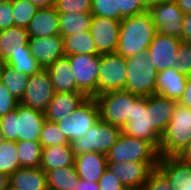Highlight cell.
Masks as SVG:
<instances>
[{
  "instance_id": "cell-1",
  "label": "cell",
  "mask_w": 191,
  "mask_h": 190,
  "mask_svg": "<svg viewBox=\"0 0 191 190\" xmlns=\"http://www.w3.org/2000/svg\"><path fill=\"white\" fill-rule=\"evenodd\" d=\"M156 33V27L147 11L126 17L120 24L115 53L124 58H130L147 51Z\"/></svg>"
},
{
  "instance_id": "cell-2",
  "label": "cell",
  "mask_w": 191,
  "mask_h": 190,
  "mask_svg": "<svg viewBox=\"0 0 191 190\" xmlns=\"http://www.w3.org/2000/svg\"><path fill=\"white\" fill-rule=\"evenodd\" d=\"M44 113L18 104L17 108L0 118V130L5 140L39 141Z\"/></svg>"
},
{
  "instance_id": "cell-3",
  "label": "cell",
  "mask_w": 191,
  "mask_h": 190,
  "mask_svg": "<svg viewBox=\"0 0 191 190\" xmlns=\"http://www.w3.org/2000/svg\"><path fill=\"white\" fill-rule=\"evenodd\" d=\"M127 79L124 90L139 97L156 93L157 70L147 51L126 58Z\"/></svg>"
},
{
  "instance_id": "cell-4",
  "label": "cell",
  "mask_w": 191,
  "mask_h": 190,
  "mask_svg": "<svg viewBox=\"0 0 191 190\" xmlns=\"http://www.w3.org/2000/svg\"><path fill=\"white\" fill-rule=\"evenodd\" d=\"M191 141V109L176 105L159 144V156H177Z\"/></svg>"
},
{
  "instance_id": "cell-5",
  "label": "cell",
  "mask_w": 191,
  "mask_h": 190,
  "mask_svg": "<svg viewBox=\"0 0 191 190\" xmlns=\"http://www.w3.org/2000/svg\"><path fill=\"white\" fill-rule=\"evenodd\" d=\"M158 150L147 140L130 137L123 132L106 153L107 162H158Z\"/></svg>"
},
{
  "instance_id": "cell-6",
  "label": "cell",
  "mask_w": 191,
  "mask_h": 190,
  "mask_svg": "<svg viewBox=\"0 0 191 190\" xmlns=\"http://www.w3.org/2000/svg\"><path fill=\"white\" fill-rule=\"evenodd\" d=\"M102 121L123 128L131 120L134 95L125 90H113L96 97Z\"/></svg>"
},
{
  "instance_id": "cell-7",
  "label": "cell",
  "mask_w": 191,
  "mask_h": 190,
  "mask_svg": "<svg viewBox=\"0 0 191 190\" xmlns=\"http://www.w3.org/2000/svg\"><path fill=\"white\" fill-rule=\"evenodd\" d=\"M121 132V128L100 119L95 126L88 129L84 136L72 140L70 146L75 156L88 152L106 154L115 144Z\"/></svg>"
},
{
  "instance_id": "cell-8",
  "label": "cell",
  "mask_w": 191,
  "mask_h": 190,
  "mask_svg": "<svg viewBox=\"0 0 191 190\" xmlns=\"http://www.w3.org/2000/svg\"><path fill=\"white\" fill-rule=\"evenodd\" d=\"M100 109L96 98H86L72 114L56 122L69 142L86 134L100 120Z\"/></svg>"
},
{
  "instance_id": "cell-9",
  "label": "cell",
  "mask_w": 191,
  "mask_h": 190,
  "mask_svg": "<svg viewBox=\"0 0 191 190\" xmlns=\"http://www.w3.org/2000/svg\"><path fill=\"white\" fill-rule=\"evenodd\" d=\"M78 90L87 98H96L101 55L79 54L66 56Z\"/></svg>"
},
{
  "instance_id": "cell-10",
  "label": "cell",
  "mask_w": 191,
  "mask_h": 190,
  "mask_svg": "<svg viewBox=\"0 0 191 190\" xmlns=\"http://www.w3.org/2000/svg\"><path fill=\"white\" fill-rule=\"evenodd\" d=\"M122 132L130 137L147 140L159 151L161 138L151 129L149 97L134 95L131 120L125 124Z\"/></svg>"
},
{
  "instance_id": "cell-11",
  "label": "cell",
  "mask_w": 191,
  "mask_h": 190,
  "mask_svg": "<svg viewBox=\"0 0 191 190\" xmlns=\"http://www.w3.org/2000/svg\"><path fill=\"white\" fill-rule=\"evenodd\" d=\"M147 12L150 14L158 33L182 39L185 13L175 0H165L153 4L147 9Z\"/></svg>"
},
{
  "instance_id": "cell-12",
  "label": "cell",
  "mask_w": 191,
  "mask_h": 190,
  "mask_svg": "<svg viewBox=\"0 0 191 190\" xmlns=\"http://www.w3.org/2000/svg\"><path fill=\"white\" fill-rule=\"evenodd\" d=\"M126 79V58L117 53L102 54L99 64L97 96L113 90H124Z\"/></svg>"
},
{
  "instance_id": "cell-13",
  "label": "cell",
  "mask_w": 191,
  "mask_h": 190,
  "mask_svg": "<svg viewBox=\"0 0 191 190\" xmlns=\"http://www.w3.org/2000/svg\"><path fill=\"white\" fill-rule=\"evenodd\" d=\"M55 93L49 74L46 69L42 68L39 72L29 76L26 91L19 103L44 113Z\"/></svg>"
},
{
  "instance_id": "cell-14",
  "label": "cell",
  "mask_w": 191,
  "mask_h": 190,
  "mask_svg": "<svg viewBox=\"0 0 191 190\" xmlns=\"http://www.w3.org/2000/svg\"><path fill=\"white\" fill-rule=\"evenodd\" d=\"M157 165L158 162H107V169L122 182L126 189H139L143 188Z\"/></svg>"
},
{
  "instance_id": "cell-15",
  "label": "cell",
  "mask_w": 191,
  "mask_h": 190,
  "mask_svg": "<svg viewBox=\"0 0 191 190\" xmlns=\"http://www.w3.org/2000/svg\"><path fill=\"white\" fill-rule=\"evenodd\" d=\"M121 21L92 16L89 31L99 55L115 53L120 33Z\"/></svg>"
},
{
  "instance_id": "cell-16",
  "label": "cell",
  "mask_w": 191,
  "mask_h": 190,
  "mask_svg": "<svg viewBox=\"0 0 191 190\" xmlns=\"http://www.w3.org/2000/svg\"><path fill=\"white\" fill-rule=\"evenodd\" d=\"M181 41L180 38L166 34H155L147 52L157 72L167 70L178 63L176 53Z\"/></svg>"
},
{
  "instance_id": "cell-17",
  "label": "cell",
  "mask_w": 191,
  "mask_h": 190,
  "mask_svg": "<svg viewBox=\"0 0 191 190\" xmlns=\"http://www.w3.org/2000/svg\"><path fill=\"white\" fill-rule=\"evenodd\" d=\"M28 46L43 69L65 56L63 37L60 35L29 38Z\"/></svg>"
},
{
  "instance_id": "cell-18",
  "label": "cell",
  "mask_w": 191,
  "mask_h": 190,
  "mask_svg": "<svg viewBox=\"0 0 191 190\" xmlns=\"http://www.w3.org/2000/svg\"><path fill=\"white\" fill-rule=\"evenodd\" d=\"M156 168L167 178L172 190H191L190 164L176 156H160Z\"/></svg>"
},
{
  "instance_id": "cell-19",
  "label": "cell",
  "mask_w": 191,
  "mask_h": 190,
  "mask_svg": "<svg viewBox=\"0 0 191 190\" xmlns=\"http://www.w3.org/2000/svg\"><path fill=\"white\" fill-rule=\"evenodd\" d=\"M86 98L83 93H55V96L44 112L45 120L57 122L68 117Z\"/></svg>"
},
{
  "instance_id": "cell-20",
  "label": "cell",
  "mask_w": 191,
  "mask_h": 190,
  "mask_svg": "<svg viewBox=\"0 0 191 190\" xmlns=\"http://www.w3.org/2000/svg\"><path fill=\"white\" fill-rule=\"evenodd\" d=\"M179 102L161 95L149 96L151 129L161 138Z\"/></svg>"
},
{
  "instance_id": "cell-21",
  "label": "cell",
  "mask_w": 191,
  "mask_h": 190,
  "mask_svg": "<svg viewBox=\"0 0 191 190\" xmlns=\"http://www.w3.org/2000/svg\"><path fill=\"white\" fill-rule=\"evenodd\" d=\"M74 165L80 179L98 183L107 169L106 154L101 152L78 154L75 156Z\"/></svg>"
},
{
  "instance_id": "cell-22",
  "label": "cell",
  "mask_w": 191,
  "mask_h": 190,
  "mask_svg": "<svg viewBox=\"0 0 191 190\" xmlns=\"http://www.w3.org/2000/svg\"><path fill=\"white\" fill-rule=\"evenodd\" d=\"M188 76L173 67L157 73L156 95L174 99L179 102L183 97Z\"/></svg>"
},
{
  "instance_id": "cell-23",
  "label": "cell",
  "mask_w": 191,
  "mask_h": 190,
  "mask_svg": "<svg viewBox=\"0 0 191 190\" xmlns=\"http://www.w3.org/2000/svg\"><path fill=\"white\" fill-rule=\"evenodd\" d=\"M26 29L29 38L60 35L59 13L55 7L38 9Z\"/></svg>"
},
{
  "instance_id": "cell-24",
  "label": "cell",
  "mask_w": 191,
  "mask_h": 190,
  "mask_svg": "<svg viewBox=\"0 0 191 190\" xmlns=\"http://www.w3.org/2000/svg\"><path fill=\"white\" fill-rule=\"evenodd\" d=\"M29 36L24 27L12 26L0 31V60L6 61L10 55L19 52H30Z\"/></svg>"
},
{
  "instance_id": "cell-25",
  "label": "cell",
  "mask_w": 191,
  "mask_h": 190,
  "mask_svg": "<svg viewBox=\"0 0 191 190\" xmlns=\"http://www.w3.org/2000/svg\"><path fill=\"white\" fill-rule=\"evenodd\" d=\"M45 69L49 74L56 93H81L77 88L73 71L66 56L58 59Z\"/></svg>"
},
{
  "instance_id": "cell-26",
  "label": "cell",
  "mask_w": 191,
  "mask_h": 190,
  "mask_svg": "<svg viewBox=\"0 0 191 190\" xmlns=\"http://www.w3.org/2000/svg\"><path fill=\"white\" fill-rule=\"evenodd\" d=\"M10 186L19 190H48L46 173L40 167H21L9 176Z\"/></svg>"
},
{
  "instance_id": "cell-27",
  "label": "cell",
  "mask_w": 191,
  "mask_h": 190,
  "mask_svg": "<svg viewBox=\"0 0 191 190\" xmlns=\"http://www.w3.org/2000/svg\"><path fill=\"white\" fill-rule=\"evenodd\" d=\"M75 155L70 145H51L42 148L40 168L45 172L74 165Z\"/></svg>"
},
{
  "instance_id": "cell-28",
  "label": "cell",
  "mask_w": 191,
  "mask_h": 190,
  "mask_svg": "<svg viewBox=\"0 0 191 190\" xmlns=\"http://www.w3.org/2000/svg\"><path fill=\"white\" fill-rule=\"evenodd\" d=\"M45 173L48 190H74L80 179L75 165L48 170Z\"/></svg>"
},
{
  "instance_id": "cell-29",
  "label": "cell",
  "mask_w": 191,
  "mask_h": 190,
  "mask_svg": "<svg viewBox=\"0 0 191 190\" xmlns=\"http://www.w3.org/2000/svg\"><path fill=\"white\" fill-rule=\"evenodd\" d=\"M64 55H97L94 39L90 31L63 36Z\"/></svg>"
},
{
  "instance_id": "cell-30",
  "label": "cell",
  "mask_w": 191,
  "mask_h": 190,
  "mask_svg": "<svg viewBox=\"0 0 191 190\" xmlns=\"http://www.w3.org/2000/svg\"><path fill=\"white\" fill-rule=\"evenodd\" d=\"M92 16L91 13L59 14L60 36H69L89 31Z\"/></svg>"
},
{
  "instance_id": "cell-31",
  "label": "cell",
  "mask_w": 191,
  "mask_h": 190,
  "mask_svg": "<svg viewBox=\"0 0 191 190\" xmlns=\"http://www.w3.org/2000/svg\"><path fill=\"white\" fill-rule=\"evenodd\" d=\"M28 81H29V76L21 72H17L7 64L4 65L0 82L19 102L24 96L26 87L28 85Z\"/></svg>"
},
{
  "instance_id": "cell-32",
  "label": "cell",
  "mask_w": 191,
  "mask_h": 190,
  "mask_svg": "<svg viewBox=\"0 0 191 190\" xmlns=\"http://www.w3.org/2000/svg\"><path fill=\"white\" fill-rule=\"evenodd\" d=\"M16 146L21 167H40L42 147L39 141H17Z\"/></svg>"
},
{
  "instance_id": "cell-33",
  "label": "cell",
  "mask_w": 191,
  "mask_h": 190,
  "mask_svg": "<svg viewBox=\"0 0 191 190\" xmlns=\"http://www.w3.org/2000/svg\"><path fill=\"white\" fill-rule=\"evenodd\" d=\"M19 168L21 166L19 164L16 142L5 140L0 145V172L10 176Z\"/></svg>"
},
{
  "instance_id": "cell-34",
  "label": "cell",
  "mask_w": 191,
  "mask_h": 190,
  "mask_svg": "<svg viewBox=\"0 0 191 190\" xmlns=\"http://www.w3.org/2000/svg\"><path fill=\"white\" fill-rule=\"evenodd\" d=\"M5 64L12 67L17 72H21L27 76L39 72L42 67L32 56L31 52H19L10 57L5 61Z\"/></svg>"
},
{
  "instance_id": "cell-35",
  "label": "cell",
  "mask_w": 191,
  "mask_h": 190,
  "mask_svg": "<svg viewBox=\"0 0 191 190\" xmlns=\"http://www.w3.org/2000/svg\"><path fill=\"white\" fill-rule=\"evenodd\" d=\"M39 142L42 148L51 145H70V142L59 129L56 122L45 120L40 133Z\"/></svg>"
},
{
  "instance_id": "cell-36",
  "label": "cell",
  "mask_w": 191,
  "mask_h": 190,
  "mask_svg": "<svg viewBox=\"0 0 191 190\" xmlns=\"http://www.w3.org/2000/svg\"><path fill=\"white\" fill-rule=\"evenodd\" d=\"M14 26L27 28L38 8L28 0H12Z\"/></svg>"
},
{
  "instance_id": "cell-37",
  "label": "cell",
  "mask_w": 191,
  "mask_h": 190,
  "mask_svg": "<svg viewBox=\"0 0 191 190\" xmlns=\"http://www.w3.org/2000/svg\"><path fill=\"white\" fill-rule=\"evenodd\" d=\"M54 7L59 14L91 13L92 0H55Z\"/></svg>"
},
{
  "instance_id": "cell-38",
  "label": "cell",
  "mask_w": 191,
  "mask_h": 190,
  "mask_svg": "<svg viewBox=\"0 0 191 190\" xmlns=\"http://www.w3.org/2000/svg\"><path fill=\"white\" fill-rule=\"evenodd\" d=\"M176 58L178 63L173 68L182 74L191 76V43L181 41Z\"/></svg>"
},
{
  "instance_id": "cell-39",
  "label": "cell",
  "mask_w": 191,
  "mask_h": 190,
  "mask_svg": "<svg viewBox=\"0 0 191 190\" xmlns=\"http://www.w3.org/2000/svg\"><path fill=\"white\" fill-rule=\"evenodd\" d=\"M147 11L140 0H117V20L122 21L126 17L138 15Z\"/></svg>"
},
{
  "instance_id": "cell-40",
  "label": "cell",
  "mask_w": 191,
  "mask_h": 190,
  "mask_svg": "<svg viewBox=\"0 0 191 190\" xmlns=\"http://www.w3.org/2000/svg\"><path fill=\"white\" fill-rule=\"evenodd\" d=\"M91 14L117 20V0H92Z\"/></svg>"
},
{
  "instance_id": "cell-41",
  "label": "cell",
  "mask_w": 191,
  "mask_h": 190,
  "mask_svg": "<svg viewBox=\"0 0 191 190\" xmlns=\"http://www.w3.org/2000/svg\"><path fill=\"white\" fill-rule=\"evenodd\" d=\"M143 190H172V187L167 178L156 168L150 173Z\"/></svg>"
},
{
  "instance_id": "cell-42",
  "label": "cell",
  "mask_w": 191,
  "mask_h": 190,
  "mask_svg": "<svg viewBox=\"0 0 191 190\" xmlns=\"http://www.w3.org/2000/svg\"><path fill=\"white\" fill-rule=\"evenodd\" d=\"M19 101L0 82V118L17 108Z\"/></svg>"
},
{
  "instance_id": "cell-43",
  "label": "cell",
  "mask_w": 191,
  "mask_h": 190,
  "mask_svg": "<svg viewBox=\"0 0 191 190\" xmlns=\"http://www.w3.org/2000/svg\"><path fill=\"white\" fill-rule=\"evenodd\" d=\"M98 184L100 190H127L122 182L113 173H111L109 169L104 171Z\"/></svg>"
},
{
  "instance_id": "cell-44",
  "label": "cell",
  "mask_w": 191,
  "mask_h": 190,
  "mask_svg": "<svg viewBox=\"0 0 191 190\" xmlns=\"http://www.w3.org/2000/svg\"><path fill=\"white\" fill-rule=\"evenodd\" d=\"M12 0L0 3V31L14 26Z\"/></svg>"
},
{
  "instance_id": "cell-45",
  "label": "cell",
  "mask_w": 191,
  "mask_h": 190,
  "mask_svg": "<svg viewBox=\"0 0 191 190\" xmlns=\"http://www.w3.org/2000/svg\"><path fill=\"white\" fill-rule=\"evenodd\" d=\"M183 42L191 43V13H186L183 19V33L182 39Z\"/></svg>"
},
{
  "instance_id": "cell-46",
  "label": "cell",
  "mask_w": 191,
  "mask_h": 190,
  "mask_svg": "<svg viewBox=\"0 0 191 190\" xmlns=\"http://www.w3.org/2000/svg\"><path fill=\"white\" fill-rule=\"evenodd\" d=\"M179 103L191 109V76H188L186 81V88L184 90L183 97L179 100Z\"/></svg>"
},
{
  "instance_id": "cell-47",
  "label": "cell",
  "mask_w": 191,
  "mask_h": 190,
  "mask_svg": "<svg viewBox=\"0 0 191 190\" xmlns=\"http://www.w3.org/2000/svg\"><path fill=\"white\" fill-rule=\"evenodd\" d=\"M74 190H100L97 182H88L85 179H79L78 185Z\"/></svg>"
},
{
  "instance_id": "cell-48",
  "label": "cell",
  "mask_w": 191,
  "mask_h": 190,
  "mask_svg": "<svg viewBox=\"0 0 191 190\" xmlns=\"http://www.w3.org/2000/svg\"><path fill=\"white\" fill-rule=\"evenodd\" d=\"M176 157H178L182 162L191 165V141Z\"/></svg>"
},
{
  "instance_id": "cell-49",
  "label": "cell",
  "mask_w": 191,
  "mask_h": 190,
  "mask_svg": "<svg viewBox=\"0 0 191 190\" xmlns=\"http://www.w3.org/2000/svg\"><path fill=\"white\" fill-rule=\"evenodd\" d=\"M38 9L51 8L55 6V0H28Z\"/></svg>"
},
{
  "instance_id": "cell-50",
  "label": "cell",
  "mask_w": 191,
  "mask_h": 190,
  "mask_svg": "<svg viewBox=\"0 0 191 190\" xmlns=\"http://www.w3.org/2000/svg\"><path fill=\"white\" fill-rule=\"evenodd\" d=\"M175 1L185 14L191 13V0H175Z\"/></svg>"
},
{
  "instance_id": "cell-51",
  "label": "cell",
  "mask_w": 191,
  "mask_h": 190,
  "mask_svg": "<svg viewBox=\"0 0 191 190\" xmlns=\"http://www.w3.org/2000/svg\"><path fill=\"white\" fill-rule=\"evenodd\" d=\"M9 175L0 172V190H7L10 185Z\"/></svg>"
},
{
  "instance_id": "cell-52",
  "label": "cell",
  "mask_w": 191,
  "mask_h": 190,
  "mask_svg": "<svg viewBox=\"0 0 191 190\" xmlns=\"http://www.w3.org/2000/svg\"><path fill=\"white\" fill-rule=\"evenodd\" d=\"M165 0H148V8H150L153 4L163 2Z\"/></svg>"
},
{
  "instance_id": "cell-53",
  "label": "cell",
  "mask_w": 191,
  "mask_h": 190,
  "mask_svg": "<svg viewBox=\"0 0 191 190\" xmlns=\"http://www.w3.org/2000/svg\"><path fill=\"white\" fill-rule=\"evenodd\" d=\"M4 65H5V62L0 60V81H1V74H2Z\"/></svg>"
},
{
  "instance_id": "cell-54",
  "label": "cell",
  "mask_w": 191,
  "mask_h": 190,
  "mask_svg": "<svg viewBox=\"0 0 191 190\" xmlns=\"http://www.w3.org/2000/svg\"><path fill=\"white\" fill-rule=\"evenodd\" d=\"M5 141V137L3 135V133L0 130V145Z\"/></svg>"
},
{
  "instance_id": "cell-55",
  "label": "cell",
  "mask_w": 191,
  "mask_h": 190,
  "mask_svg": "<svg viewBox=\"0 0 191 190\" xmlns=\"http://www.w3.org/2000/svg\"><path fill=\"white\" fill-rule=\"evenodd\" d=\"M140 2L148 9V0H140Z\"/></svg>"
},
{
  "instance_id": "cell-56",
  "label": "cell",
  "mask_w": 191,
  "mask_h": 190,
  "mask_svg": "<svg viewBox=\"0 0 191 190\" xmlns=\"http://www.w3.org/2000/svg\"><path fill=\"white\" fill-rule=\"evenodd\" d=\"M7 190H19V189L14 188V187H12V186L9 185V187L7 188Z\"/></svg>"
},
{
  "instance_id": "cell-57",
  "label": "cell",
  "mask_w": 191,
  "mask_h": 190,
  "mask_svg": "<svg viewBox=\"0 0 191 190\" xmlns=\"http://www.w3.org/2000/svg\"><path fill=\"white\" fill-rule=\"evenodd\" d=\"M127 190H143V188H139V189H127Z\"/></svg>"
}]
</instances>
